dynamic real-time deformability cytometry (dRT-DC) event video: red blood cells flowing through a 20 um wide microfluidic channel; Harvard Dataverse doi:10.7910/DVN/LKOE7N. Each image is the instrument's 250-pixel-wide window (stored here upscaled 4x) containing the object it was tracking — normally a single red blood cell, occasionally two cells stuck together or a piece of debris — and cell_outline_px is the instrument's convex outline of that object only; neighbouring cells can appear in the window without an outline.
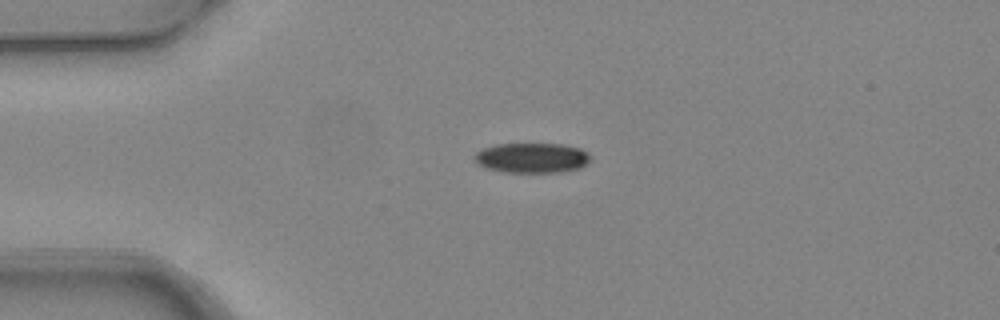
{"species": "common noctule bat (a hibernating species)", "species_latin": "Nyctalus noctula", "temperature_condition": "warm", "stored_images_in_passage": 2, "camera_frame_rate_fps": 3000, "um_per_image_px": 0.085, "animal": {"sex": "female", "body_mass_g": 24.6, "forearm_length_mm": 56.2}, "frame": {"image": 1, "passage_image": 1, "time_ms": 0.0, "image_size_px": [1000, 320], "cell_outline_px": [[592, 156], [580, 168], [560, 172], [504, 172], [484, 168], [472, 156], [476, 152], [484, 148], [496, 144], [564, 144], [580, 148], [588, 152]], "centroid_in_image_um": [45.21, 13.41], "position_along_channel_um": 39.8, "area_um2": 20.29}}